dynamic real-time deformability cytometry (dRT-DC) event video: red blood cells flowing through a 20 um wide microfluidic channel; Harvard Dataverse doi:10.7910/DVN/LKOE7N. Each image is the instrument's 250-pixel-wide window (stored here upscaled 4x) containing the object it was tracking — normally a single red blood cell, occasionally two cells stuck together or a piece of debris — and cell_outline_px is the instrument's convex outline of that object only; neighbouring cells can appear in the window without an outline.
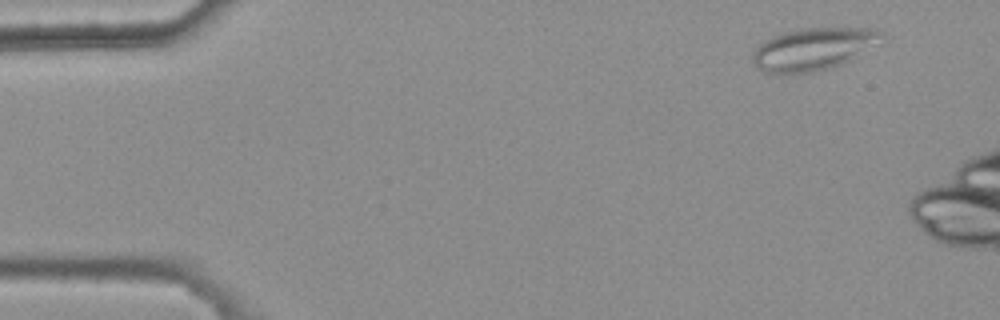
{"species": "common noctule bat (a hibernating species)", "species_latin": "Nyctalus noctula", "temperature_condition": "warm", "stored_images_in_passage": 3, "camera_frame_rate_fps": 3000, "um_per_image_px": 0.085, "animal": {"sex": "female", "body_mass_g": 25.1}, "frame": {"image": 1, "passage_image": 1, "time_ms": 0.0, "image_size_px": [1000, 320], "cell_outline_px": [[884, 36], [848, 60], [832, 68], [812, 72], [784, 76], [780, 76], [764, 72], [756, 68], [752, 60], [752, 52], [764, 40], [772, 36], [784, 32], [800, 28], [880, 28]], "centroid_in_image_um": [69.0, 4.19], "position_along_channel_um": 16.0, "area_um2": 31.91}}